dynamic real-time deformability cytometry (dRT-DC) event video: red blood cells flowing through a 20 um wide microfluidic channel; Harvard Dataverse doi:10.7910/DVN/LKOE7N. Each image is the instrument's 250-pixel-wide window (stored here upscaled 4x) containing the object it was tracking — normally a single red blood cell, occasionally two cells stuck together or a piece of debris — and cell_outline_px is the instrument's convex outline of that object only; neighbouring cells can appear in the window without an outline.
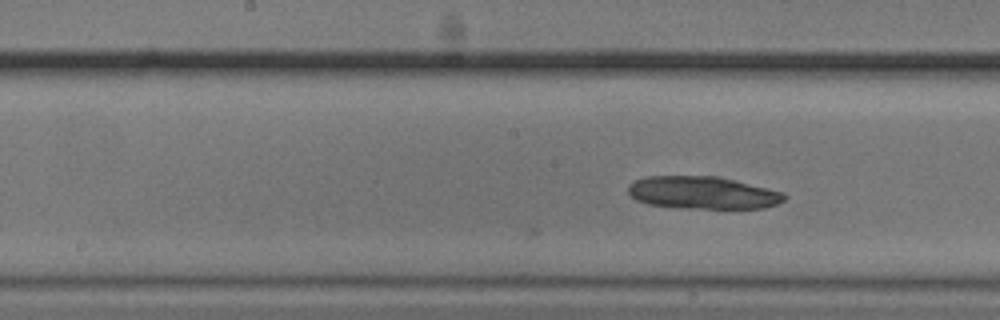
{"species": "common noctule bat (a hibernating species)", "species_latin": "Nyctalus noctula", "temperature_condition": "cold", "stored_images_in_passage": 15, "camera_frame_rate_fps": 3000, "um_per_image_px": 0.085, "animal": {"sex": "male", "body_mass_g": 20.5, "forearm_length_mm": 52.5}, "frame": {"image": 1, "passage_image": 15, "time_ms": 4.667, "image_size_px": [1000, 320], "cell_outline_px": [[788, 196], [784, 200], [776, 204], [764, 208], [684, 208], [648, 204], [636, 200], [628, 192], [628, 184], [644, 176], [720, 176], [784, 192]], "centroid_in_image_um": [59.74, 16.37], "position_along_channel_um": 188.5, "area_um2": 29.77}}